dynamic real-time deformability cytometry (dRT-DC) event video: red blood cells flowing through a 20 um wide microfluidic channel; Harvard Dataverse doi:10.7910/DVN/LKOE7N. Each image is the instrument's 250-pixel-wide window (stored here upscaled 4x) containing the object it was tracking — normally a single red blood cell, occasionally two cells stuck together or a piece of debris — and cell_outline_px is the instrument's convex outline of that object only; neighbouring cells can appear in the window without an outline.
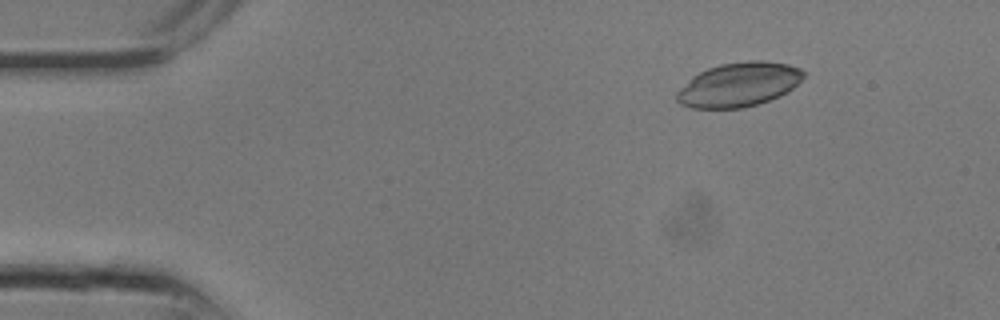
{"species": "common noctule bat (a hibernating species)", "species_latin": "Nyctalus noctula", "temperature_condition": "room temperature", "stored_images_in_passage": 7, "camera_frame_rate_fps": 3000, "um_per_image_px": 0.085, "animal": {"sex": "male", "body_mass_g": 13.3}, "frame": {"image": 1, "passage_image": 1, "time_ms": 0.0, "image_size_px": [1000, 320], "cell_outline_px": [[804, 76], [788, 92], [780, 96], [744, 108], [692, 108], [680, 104], [676, 100], [676, 92], [692, 76], [708, 68], [720, 64], [748, 60], [764, 60], [788, 64], [800, 68], [804, 72]], "centroid_in_image_um": [62.78, 7.18], "position_along_channel_um": 22.2, "area_um2": 32.66}}
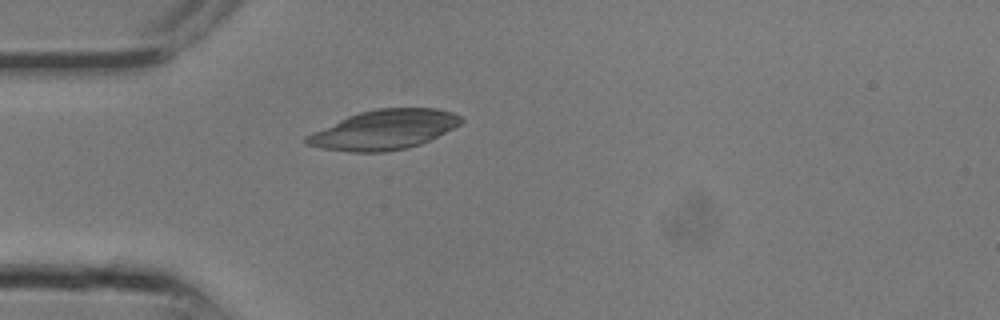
{"frame": {"image": 2, "passage_image": 5, "time_ms": 1.333, "image_size_px": [1000, 320], "cell_outline_px": [[464, 120], [460, 124], [420, 144], [408, 148], [384, 152], [348, 152], [320, 148], [304, 144], [304, 136], [312, 132], [348, 116], [360, 112], [376, 108], [436, 108], [452, 112], [460, 116]], "centroid_in_image_um": [32.6, 11.03], "position_along_channel_um": 52.4, "area_um2": 35.55}}
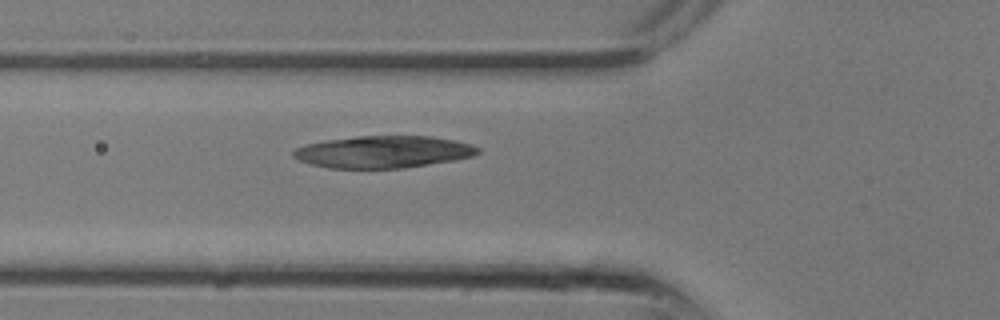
{"frame": {"image": 3, "passage_image": 7, "time_ms": 2.0, "image_size_px": [1000, 320], "cell_outline_px": [[480, 152], [472, 156], [456, 160], [404, 168], [328, 168], [312, 164], [300, 160], [292, 156], [292, 152], [296, 148], [308, 144], [328, 140], [356, 136], [432, 136], [456, 140], [472, 144], [480, 148]], "centroid_in_image_um": [32.63, 12.91], "position_along_channel_um": 93.2, "area_um2": 34.51}}